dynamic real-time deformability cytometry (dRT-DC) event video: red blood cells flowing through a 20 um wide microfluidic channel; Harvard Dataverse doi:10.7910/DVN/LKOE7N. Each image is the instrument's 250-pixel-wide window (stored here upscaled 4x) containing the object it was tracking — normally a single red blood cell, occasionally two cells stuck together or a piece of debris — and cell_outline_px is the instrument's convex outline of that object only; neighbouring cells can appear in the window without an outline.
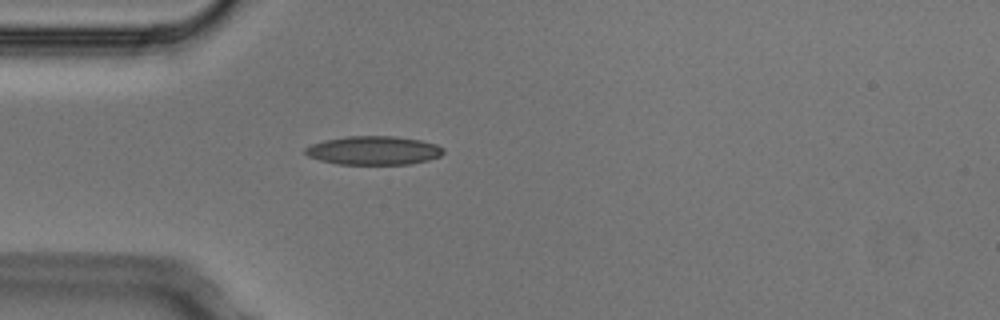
{"species": "Egyptian fruit bat (a non-hibernating species)", "species_latin": "Rousettus aegyptiacus", "temperature_condition": "cold", "stored_images_in_passage": 2, "camera_frame_rate_fps": 3000, "um_per_image_px": 0.085, "animal": {"sex": "male"}, "frame": {"image": 1, "passage_image": 2, "time_ms": 0.333, "image_size_px": [1000, 320], "cell_outline_px": [[444, 152], [440, 156], [428, 160], [408, 164], [340, 164], [320, 160], [308, 156], [304, 152], [304, 148], [312, 144], [324, 140], [348, 136], [396, 136], [420, 140], [436, 144], [444, 148]], "centroid_in_image_um": [31.76, 12.78], "position_along_channel_um": 53.2, "area_um2": 23.06}}